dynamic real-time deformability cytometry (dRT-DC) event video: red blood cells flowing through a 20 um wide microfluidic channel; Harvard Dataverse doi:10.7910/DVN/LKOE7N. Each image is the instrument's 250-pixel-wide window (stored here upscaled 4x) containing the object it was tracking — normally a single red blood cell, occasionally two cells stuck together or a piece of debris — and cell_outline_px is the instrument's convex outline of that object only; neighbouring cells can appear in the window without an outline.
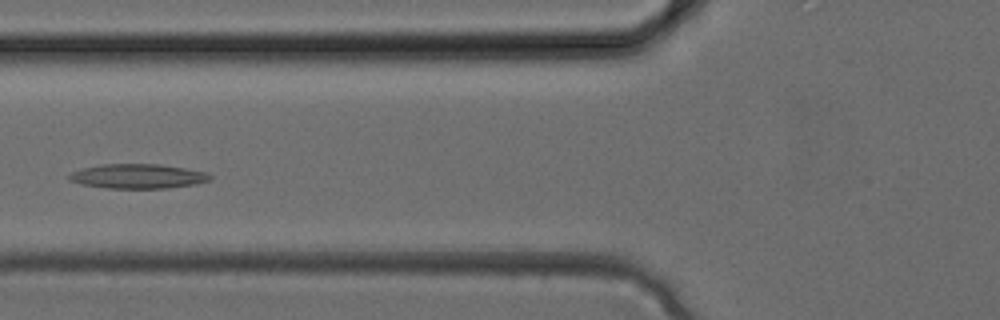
{"species": "common noctule bat (a hibernating species)", "species_latin": "Nyctalus noctula", "temperature_condition": "cold", "stored_images_in_passage": 4, "camera_frame_rate_fps": 3000, "um_per_image_px": 0.085, "animal": {"sex": "female", "body_mass_g": 24.6, "forearm_length_mm": 56.2}, "frame": {"image": 1, "passage_image": 4, "time_ms": 1.0, "image_size_px": [1000, 320], "cell_outline_px": [[212, 180], [196, 184], [168, 188], [104, 188], [84, 184], [68, 180], [68, 176], [72, 172], [80, 168], [100, 164], [160, 164], [184, 168], [204, 172], [212, 176]], "centroid_in_image_um": [11.7, 14.98], "position_along_channel_um": 114.1, "area_um2": 20.17}}